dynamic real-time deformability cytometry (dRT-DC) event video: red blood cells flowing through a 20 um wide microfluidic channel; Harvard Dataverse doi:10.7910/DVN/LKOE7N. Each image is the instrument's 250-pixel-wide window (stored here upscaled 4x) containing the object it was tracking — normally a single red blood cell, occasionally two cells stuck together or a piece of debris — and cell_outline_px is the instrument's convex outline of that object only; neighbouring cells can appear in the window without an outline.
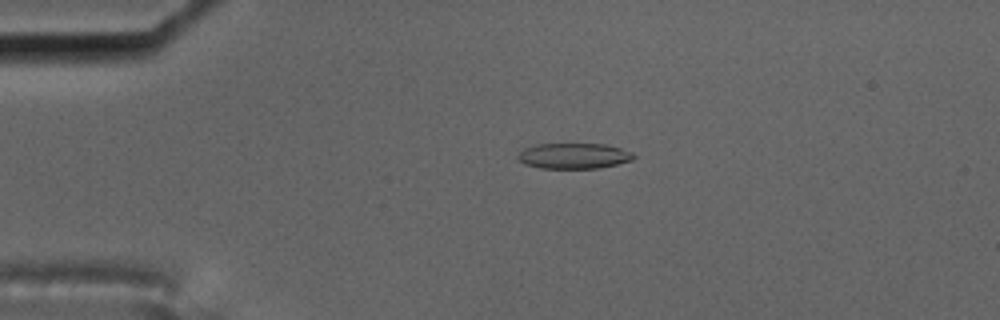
{"species": "common noctule bat (a hibernating species)", "species_latin": "Nyctalus noctula", "temperature_condition": "cold", "stored_images_in_passage": 5, "camera_frame_rate_fps": 3000, "um_per_image_px": 0.085, "animal": {"sex": "male", "body_mass_g": 17.5, "forearm_length_mm": 52.3}, "frame": {"image": 1, "passage_image": 4, "time_ms": 3.667, "image_size_px": [1000, 320], "cell_outline_px": [[636, 156], [632, 160], [600, 168], [540, 168], [524, 164], [516, 156], [524, 148], [536, 144], [608, 144], [632, 152]], "centroid_in_image_um": [48.78, 13.25], "position_along_channel_um": 36.2, "area_um2": 17.28}}